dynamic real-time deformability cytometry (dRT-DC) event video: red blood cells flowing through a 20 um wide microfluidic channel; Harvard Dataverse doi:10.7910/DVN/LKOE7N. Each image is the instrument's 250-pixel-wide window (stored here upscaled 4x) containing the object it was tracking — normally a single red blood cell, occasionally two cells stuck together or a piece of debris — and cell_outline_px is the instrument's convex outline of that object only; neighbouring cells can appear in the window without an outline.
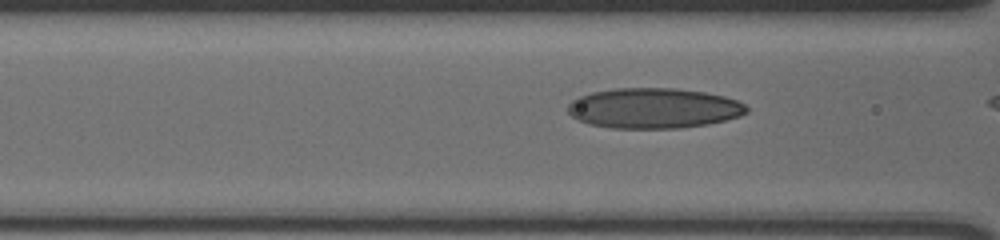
{"species": "human", "species_latin": "Homo sapiens", "temperature_condition": "cold", "stored_images_in_passage": 10, "camera_frame_rate_fps": 3000, "um_per_image_px": 0.085, "donor": {"sex": "male"}, "frame": {"image": 1, "passage_image": 5, "time_ms": 1.333, "image_size_px": [1000, 240], "cell_outline_px": [[748, 112], [740, 116], [708, 124], [680, 128], [612, 128], [588, 124], [572, 116], [568, 112], [568, 104], [572, 100], [580, 96], [592, 92], [616, 88], [676, 88], [704, 92], [724, 96], [736, 100], [744, 104], [748, 108]], "centroid_in_image_um": [55.56, 9.19], "position_along_channel_um": 111.0, "area_um2": 41.96}}
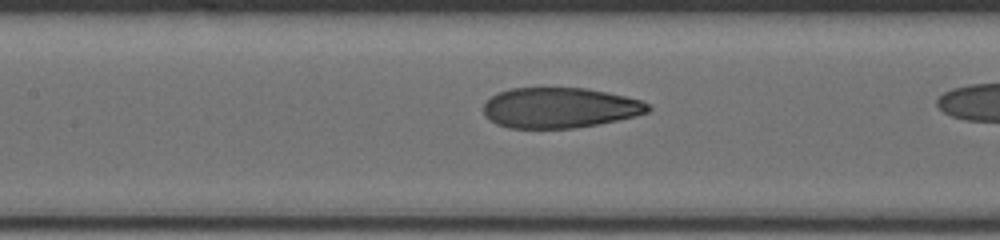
{"frame": {"image": 2, "passage_image": 9, "time_ms": 2.667, "image_size_px": [1000, 240], "cell_outline_px": [[652, 108], [648, 112], [616, 120], [596, 124], [572, 128], [508, 128], [496, 124], [484, 116], [484, 104], [496, 92], [512, 88], [588, 88], [608, 92], [640, 100], [648, 104]], "centroid_in_image_um": [47.54, 9.15], "position_along_channel_um": 159.9, "area_um2": 38.61}}